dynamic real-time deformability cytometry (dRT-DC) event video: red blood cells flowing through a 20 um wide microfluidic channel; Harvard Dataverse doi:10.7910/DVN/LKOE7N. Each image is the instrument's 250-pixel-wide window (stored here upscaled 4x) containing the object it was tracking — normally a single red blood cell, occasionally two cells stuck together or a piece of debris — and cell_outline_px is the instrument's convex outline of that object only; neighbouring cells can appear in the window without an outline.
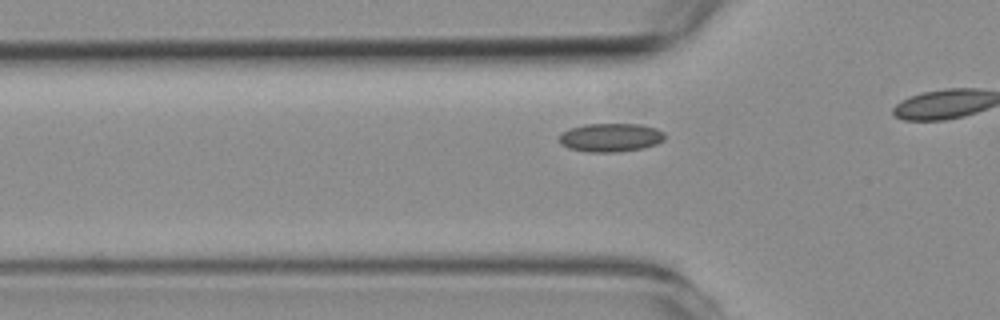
{"species": "common noctule bat (a hibernating species)", "species_latin": "Nyctalus noctula", "temperature_condition": "room temperature", "stored_images_in_passage": 32, "camera_frame_rate_fps": 3000, "um_per_image_px": 0.085, "animal": {"sex": "female", "body_mass_g": 19.3, "forearm_length_mm": 54.1}, "frame": {"image": 1, "passage_image": 7, "time_ms": 2.0, "image_size_px": [1000, 320], "cell_outline_px": [[664, 140], [656, 144], [644, 148], [616, 152], [588, 152], [568, 148], [560, 144], [560, 132], [568, 128], [584, 124], [640, 124], [656, 128], [664, 132]], "centroid_in_image_um": [51.88, 11.68], "position_along_channel_um": 73.9, "area_um2": 17.74}}
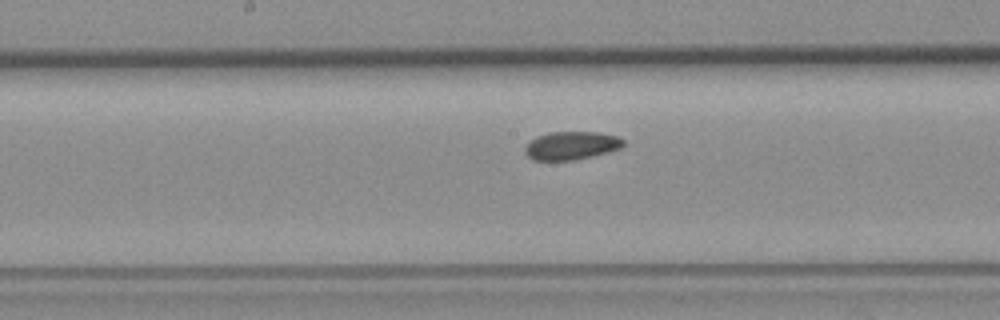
{"frame": {"image": 2, "passage_image": 17, "time_ms": 5.333, "image_size_px": [1000, 320], "cell_outline_px": [[624, 144], [620, 148], [608, 152], [592, 156], [572, 160], [532, 160], [524, 152], [524, 148], [528, 140], [536, 136], [548, 132], [600, 132], [616, 136], [624, 140]], "centroid_in_image_um": [48.52, 12.36], "position_along_channel_um": 199.7, "area_um2": 16.3}}
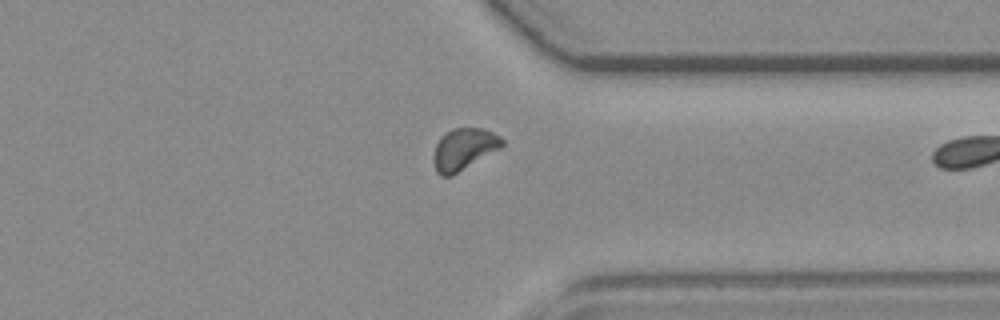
{"frame": {"image": 3, "passage_image": 31, "time_ms": 10.0, "image_size_px": [1000, 320], "cell_outline_px": [[504, 144], [500, 148], [452, 176], [440, 176], [436, 172], [432, 160], [436, 144], [440, 136], [452, 128], [484, 128], [500, 136], [504, 140]], "centroid_in_image_um": [39.4, 12.67], "position_along_channel_um": 372.0, "area_um2": 16.76}}